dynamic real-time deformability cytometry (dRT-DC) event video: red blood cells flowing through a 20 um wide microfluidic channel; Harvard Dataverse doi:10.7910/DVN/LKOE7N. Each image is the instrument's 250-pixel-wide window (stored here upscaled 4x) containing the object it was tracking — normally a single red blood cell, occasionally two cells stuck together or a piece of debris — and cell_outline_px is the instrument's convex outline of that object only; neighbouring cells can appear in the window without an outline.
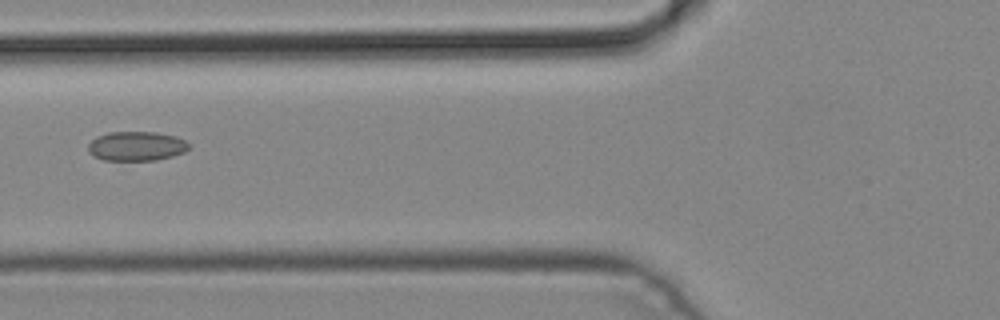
{"species": "common noctule bat (a hibernating species)", "species_latin": "Nyctalus noctula", "temperature_condition": "cold", "stored_images_in_passage": 6, "camera_frame_rate_fps": 3000, "um_per_image_px": 0.085, "animal": {"sex": "male", "body_mass_g": 19.2, "forearm_length_mm": 51.8}, "frame": {"image": 1, "passage_image": 5, "time_ms": 1.333, "image_size_px": [1000, 320], "cell_outline_px": [[188, 148], [184, 152], [172, 156], [156, 160], [104, 160], [92, 156], [88, 152], [88, 144], [96, 136], [108, 132], [156, 132], [176, 136], [184, 140], [188, 144]], "centroid_in_image_um": [11.56, 12.42], "position_along_channel_um": 114.2, "area_um2": 17.28}}
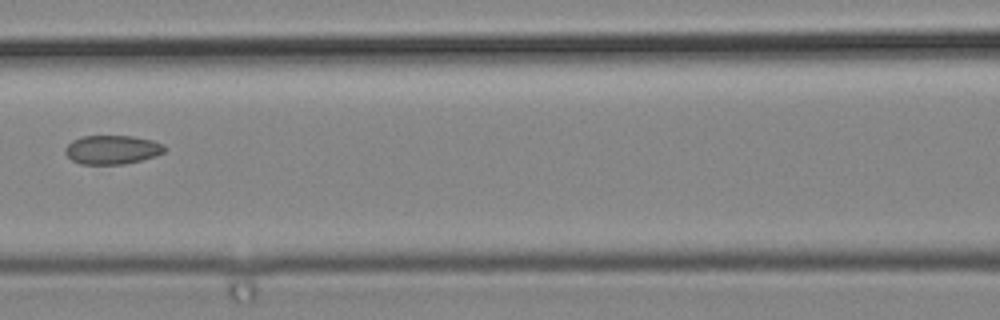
{"frame": {"image": 2, "passage_image": 6, "time_ms": 1.667, "image_size_px": [1000, 320], "cell_outline_px": [[168, 148], [164, 152], [156, 156], [124, 164], [80, 164], [72, 160], [64, 152], [64, 148], [72, 140], [84, 136], [132, 136], [152, 140], [164, 144]], "centroid_in_image_um": [9.55, 12.72], "position_along_channel_um": 157.1, "area_um2": 16.82}}